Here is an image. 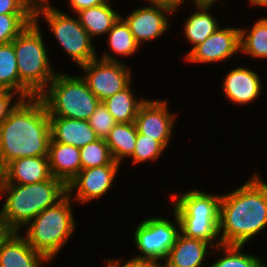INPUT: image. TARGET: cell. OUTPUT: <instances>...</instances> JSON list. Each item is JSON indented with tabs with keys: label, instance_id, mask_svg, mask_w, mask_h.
Wrapping results in <instances>:
<instances>
[{
	"label": "cell",
	"instance_id": "15",
	"mask_svg": "<svg viewBox=\"0 0 267 267\" xmlns=\"http://www.w3.org/2000/svg\"><path fill=\"white\" fill-rule=\"evenodd\" d=\"M19 234L20 231H8L0 240V267H41L40 263L50 262Z\"/></svg>",
	"mask_w": 267,
	"mask_h": 267
},
{
	"label": "cell",
	"instance_id": "23",
	"mask_svg": "<svg viewBox=\"0 0 267 267\" xmlns=\"http://www.w3.org/2000/svg\"><path fill=\"white\" fill-rule=\"evenodd\" d=\"M0 89L14 91L22 99L35 97L19 79L17 59L12 43L0 45Z\"/></svg>",
	"mask_w": 267,
	"mask_h": 267
},
{
	"label": "cell",
	"instance_id": "18",
	"mask_svg": "<svg viewBox=\"0 0 267 267\" xmlns=\"http://www.w3.org/2000/svg\"><path fill=\"white\" fill-rule=\"evenodd\" d=\"M212 249V252L208 248ZM215 247L207 241L189 238L181 233L170 249L163 267H201L204 265L205 256L211 253Z\"/></svg>",
	"mask_w": 267,
	"mask_h": 267
},
{
	"label": "cell",
	"instance_id": "36",
	"mask_svg": "<svg viewBox=\"0 0 267 267\" xmlns=\"http://www.w3.org/2000/svg\"><path fill=\"white\" fill-rule=\"evenodd\" d=\"M108 1L109 0H68V2L70 3L69 6L72 8V11L75 14L83 9L104 4Z\"/></svg>",
	"mask_w": 267,
	"mask_h": 267
},
{
	"label": "cell",
	"instance_id": "16",
	"mask_svg": "<svg viewBox=\"0 0 267 267\" xmlns=\"http://www.w3.org/2000/svg\"><path fill=\"white\" fill-rule=\"evenodd\" d=\"M260 77L255 71L244 67H236L224 77L223 95L235 104H249L260 98L262 91Z\"/></svg>",
	"mask_w": 267,
	"mask_h": 267
},
{
	"label": "cell",
	"instance_id": "22",
	"mask_svg": "<svg viewBox=\"0 0 267 267\" xmlns=\"http://www.w3.org/2000/svg\"><path fill=\"white\" fill-rule=\"evenodd\" d=\"M76 15L81 26L92 39L107 34L121 17V14L111 7L110 0L104 4L83 9Z\"/></svg>",
	"mask_w": 267,
	"mask_h": 267
},
{
	"label": "cell",
	"instance_id": "9",
	"mask_svg": "<svg viewBox=\"0 0 267 267\" xmlns=\"http://www.w3.org/2000/svg\"><path fill=\"white\" fill-rule=\"evenodd\" d=\"M80 68L85 74L82 78L101 102L132 82L130 68L107 51L101 59L97 57Z\"/></svg>",
	"mask_w": 267,
	"mask_h": 267
},
{
	"label": "cell",
	"instance_id": "7",
	"mask_svg": "<svg viewBox=\"0 0 267 267\" xmlns=\"http://www.w3.org/2000/svg\"><path fill=\"white\" fill-rule=\"evenodd\" d=\"M11 43L20 81L38 96L58 73L50 65L39 21L33 20Z\"/></svg>",
	"mask_w": 267,
	"mask_h": 267
},
{
	"label": "cell",
	"instance_id": "30",
	"mask_svg": "<svg viewBox=\"0 0 267 267\" xmlns=\"http://www.w3.org/2000/svg\"><path fill=\"white\" fill-rule=\"evenodd\" d=\"M34 20V14H0V45L8 44Z\"/></svg>",
	"mask_w": 267,
	"mask_h": 267
},
{
	"label": "cell",
	"instance_id": "13",
	"mask_svg": "<svg viewBox=\"0 0 267 267\" xmlns=\"http://www.w3.org/2000/svg\"><path fill=\"white\" fill-rule=\"evenodd\" d=\"M120 163L113 161L110 165L81 169L77 176L67 185L68 194L76 190L75 200L84 204L98 199L113 186Z\"/></svg>",
	"mask_w": 267,
	"mask_h": 267
},
{
	"label": "cell",
	"instance_id": "38",
	"mask_svg": "<svg viewBox=\"0 0 267 267\" xmlns=\"http://www.w3.org/2000/svg\"><path fill=\"white\" fill-rule=\"evenodd\" d=\"M249 3L251 6H256V7L267 6V0H249Z\"/></svg>",
	"mask_w": 267,
	"mask_h": 267
},
{
	"label": "cell",
	"instance_id": "28",
	"mask_svg": "<svg viewBox=\"0 0 267 267\" xmlns=\"http://www.w3.org/2000/svg\"><path fill=\"white\" fill-rule=\"evenodd\" d=\"M108 45L118 56H132L140 48L131 33L129 25L120 17L108 32Z\"/></svg>",
	"mask_w": 267,
	"mask_h": 267
},
{
	"label": "cell",
	"instance_id": "39",
	"mask_svg": "<svg viewBox=\"0 0 267 267\" xmlns=\"http://www.w3.org/2000/svg\"><path fill=\"white\" fill-rule=\"evenodd\" d=\"M8 232L5 225L0 221V240L5 236V234Z\"/></svg>",
	"mask_w": 267,
	"mask_h": 267
},
{
	"label": "cell",
	"instance_id": "20",
	"mask_svg": "<svg viewBox=\"0 0 267 267\" xmlns=\"http://www.w3.org/2000/svg\"><path fill=\"white\" fill-rule=\"evenodd\" d=\"M48 160L51 175L68 185L81 171L80 149L50 141Z\"/></svg>",
	"mask_w": 267,
	"mask_h": 267
},
{
	"label": "cell",
	"instance_id": "34",
	"mask_svg": "<svg viewBox=\"0 0 267 267\" xmlns=\"http://www.w3.org/2000/svg\"><path fill=\"white\" fill-rule=\"evenodd\" d=\"M14 96H18V99H15L16 102L12 104ZM21 100L22 98L16 92L0 89V126Z\"/></svg>",
	"mask_w": 267,
	"mask_h": 267
},
{
	"label": "cell",
	"instance_id": "11",
	"mask_svg": "<svg viewBox=\"0 0 267 267\" xmlns=\"http://www.w3.org/2000/svg\"><path fill=\"white\" fill-rule=\"evenodd\" d=\"M149 4L147 7L134 9L126 18L121 16L129 25L139 46L141 43L150 42L162 36L171 26L168 15L173 14L174 8L164 3L150 2Z\"/></svg>",
	"mask_w": 267,
	"mask_h": 267
},
{
	"label": "cell",
	"instance_id": "2",
	"mask_svg": "<svg viewBox=\"0 0 267 267\" xmlns=\"http://www.w3.org/2000/svg\"><path fill=\"white\" fill-rule=\"evenodd\" d=\"M255 173L239 188L221 195V245L244 246L267 227V183Z\"/></svg>",
	"mask_w": 267,
	"mask_h": 267
},
{
	"label": "cell",
	"instance_id": "25",
	"mask_svg": "<svg viewBox=\"0 0 267 267\" xmlns=\"http://www.w3.org/2000/svg\"><path fill=\"white\" fill-rule=\"evenodd\" d=\"M130 86L102 101L117 123L134 122L139 107L146 101L136 99Z\"/></svg>",
	"mask_w": 267,
	"mask_h": 267
},
{
	"label": "cell",
	"instance_id": "6",
	"mask_svg": "<svg viewBox=\"0 0 267 267\" xmlns=\"http://www.w3.org/2000/svg\"><path fill=\"white\" fill-rule=\"evenodd\" d=\"M38 97L49 116L89 120L101 102L81 76L57 73Z\"/></svg>",
	"mask_w": 267,
	"mask_h": 267
},
{
	"label": "cell",
	"instance_id": "27",
	"mask_svg": "<svg viewBox=\"0 0 267 267\" xmlns=\"http://www.w3.org/2000/svg\"><path fill=\"white\" fill-rule=\"evenodd\" d=\"M215 248V251L225 256L209 267H266L260 257L242 252V245H220Z\"/></svg>",
	"mask_w": 267,
	"mask_h": 267
},
{
	"label": "cell",
	"instance_id": "32",
	"mask_svg": "<svg viewBox=\"0 0 267 267\" xmlns=\"http://www.w3.org/2000/svg\"><path fill=\"white\" fill-rule=\"evenodd\" d=\"M88 122L100 139H106L109 136L110 130L117 123L103 102L99 103Z\"/></svg>",
	"mask_w": 267,
	"mask_h": 267
},
{
	"label": "cell",
	"instance_id": "3",
	"mask_svg": "<svg viewBox=\"0 0 267 267\" xmlns=\"http://www.w3.org/2000/svg\"><path fill=\"white\" fill-rule=\"evenodd\" d=\"M6 195L0 221L8 231H19L48 207L67 194V185L55 178L32 184H0V197Z\"/></svg>",
	"mask_w": 267,
	"mask_h": 267
},
{
	"label": "cell",
	"instance_id": "8",
	"mask_svg": "<svg viewBox=\"0 0 267 267\" xmlns=\"http://www.w3.org/2000/svg\"><path fill=\"white\" fill-rule=\"evenodd\" d=\"M43 16L51 32L69 57L80 66L98 57L92 38L81 26L78 17H72L50 5L49 0H36L34 21Z\"/></svg>",
	"mask_w": 267,
	"mask_h": 267
},
{
	"label": "cell",
	"instance_id": "5",
	"mask_svg": "<svg viewBox=\"0 0 267 267\" xmlns=\"http://www.w3.org/2000/svg\"><path fill=\"white\" fill-rule=\"evenodd\" d=\"M72 197L67 194L54 206L48 207L26 225L25 238L36 251L51 261L66 245L75 230Z\"/></svg>",
	"mask_w": 267,
	"mask_h": 267
},
{
	"label": "cell",
	"instance_id": "29",
	"mask_svg": "<svg viewBox=\"0 0 267 267\" xmlns=\"http://www.w3.org/2000/svg\"><path fill=\"white\" fill-rule=\"evenodd\" d=\"M81 167H101L110 165L114 160L105 139H97L80 149Z\"/></svg>",
	"mask_w": 267,
	"mask_h": 267
},
{
	"label": "cell",
	"instance_id": "14",
	"mask_svg": "<svg viewBox=\"0 0 267 267\" xmlns=\"http://www.w3.org/2000/svg\"><path fill=\"white\" fill-rule=\"evenodd\" d=\"M239 51L240 28L220 27L185 56V60L198 64L222 62Z\"/></svg>",
	"mask_w": 267,
	"mask_h": 267
},
{
	"label": "cell",
	"instance_id": "21",
	"mask_svg": "<svg viewBox=\"0 0 267 267\" xmlns=\"http://www.w3.org/2000/svg\"><path fill=\"white\" fill-rule=\"evenodd\" d=\"M213 3L216 2L197 1L194 3L197 10L187 18L184 24V35L193 46L186 56L221 27L213 14L208 11L214 5Z\"/></svg>",
	"mask_w": 267,
	"mask_h": 267
},
{
	"label": "cell",
	"instance_id": "35",
	"mask_svg": "<svg viewBox=\"0 0 267 267\" xmlns=\"http://www.w3.org/2000/svg\"><path fill=\"white\" fill-rule=\"evenodd\" d=\"M106 267H163V264L159 263V261L151 260V259H137L131 258L124 264H122V260L119 259H109L106 260Z\"/></svg>",
	"mask_w": 267,
	"mask_h": 267
},
{
	"label": "cell",
	"instance_id": "41",
	"mask_svg": "<svg viewBox=\"0 0 267 267\" xmlns=\"http://www.w3.org/2000/svg\"><path fill=\"white\" fill-rule=\"evenodd\" d=\"M1 181H2V168L0 166V184H1Z\"/></svg>",
	"mask_w": 267,
	"mask_h": 267
},
{
	"label": "cell",
	"instance_id": "17",
	"mask_svg": "<svg viewBox=\"0 0 267 267\" xmlns=\"http://www.w3.org/2000/svg\"><path fill=\"white\" fill-rule=\"evenodd\" d=\"M51 177L48 156L23 157L13 160L2 169L1 184H32Z\"/></svg>",
	"mask_w": 267,
	"mask_h": 267
},
{
	"label": "cell",
	"instance_id": "37",
	"mask_svg": "<svg viewBox=\"0 0 267 267\" xmlns=\"http://www.w3.org/2000/svg\"><path fill=\"white\" fill-rule=\"evenodd\" d=\"M186 0H147L148 2H156V3H164L172 6L174 8V12H177V9L182 5ZM194 3L196 0H192Z\"/></svg>",
	"mask_w": 267,
	"mask_h": 267
},
{
	"label": "cell",
	"instance_id": "1",
	"mask_svg": "<svg viewBox=\"0 0 267 267\" xmlns=\"http://www.w3.org/2000/svg\"><path fill=\"white\" fill-rule=\"evenodd\" d=\"M50 120L38 97L22 99L0 126V166L23 157L48 156Z\"/></svg>",
	"mask_w": 267,
	"mask_h": 267
},
{
	"label": "cell",
	"instance_id": "12",
	"mask_svg": "<svg viewBox=\"0 0 267 267\" xmlns=\"http://www.w3.org/2000/svg\"><path fill=\"white\" fill-rule=\"evenodd\" d=\"M167 105V100L146 99L134 121L139 134L157 140L165 149L172 138L176 118Z\"/></svg>",
	"mask_w": 267,
	"mask_h": 267
},
{
	"label": "cell",
	"instance_id": "24",
	"mask_svg": "<svg viewBox=\"0 0 267 267\" xmlns=\"http://www.w3.org/2000/svg\"><path fill=\"white\" fill-rule=\"evenodd\" d=\"M137 136L138 131L134 122L115 124L105 139L115 162L121 164L122 159L133 155Z\"/></svg>",
	"mask_w": 267,
	"mask_h": 267
},
{
	"label": "cell",
	"instance_id": "10",
	"mask_svg": "<svg viewBox=\"0 0 267 267\" xmlns=\"http://www.w3.org/2000/svg\"><path fill=\"white\" fill-rule=\"evenodd\" d=\"M173 213L175 224L163 217L148 218L138 224L133 240L142 255L134 258L156 261L166 259L180 233L179 220Z\"/></svg>",
	"mask_w": 267,
	"mask_h": 267
},
{
	"label": "cell",
	"instance_id": "33",
	"mask_svg": "<svg viewBox=\"0 0 267 267\" xmlns=\"http://www.w3.org/2000/svg\"><path fill=\"white\" fill-rule=\"evenodd\" d=\"M36 0H0V14H34Z\"/></svg>",
	"mask_w": 267,
	"mask_h": 267
},
{
	"label": "cell",
	"instance_id": "31",
	"mask_svg": "<svg viewBox=\"0 0 267 267\" xmlns=\"http://www.w3.org/2000/svg\"><path fill=\"white\" fill-rule=\"evenodd\" d=\"M164 150L165 148L157 140L138 133L135 150L130 158L133 159L134 165L149 160L155 162Z\"/></svg>",
	"mask_w": 267,
	"mask_h": 267
},
{
	"label": "cell",
	"instance_id": "19",
	"mask_svg": "<svg viewBox=\"0 0 267 267\" xmlns=\"http://www.w3.org/2000/svg\"><path fill=\"white\" fill-rule=\"evenodd\" d=\"M51 140L73 145L79 149L96 141L98 136L87 120L49 116Z\"/></svg>",
	"mask_w": 267,
	"mask_h": 267
},
{
	"label": "cell",
	"instance_id": "26",
	"mask_svg": "<svg viewBox=\"0 0 267 267\" xmlns=\"http://www.w3.org/2000/svg\"><path fill=\"white\" fill-rule=\"evenodd\" d=\"M240 52L253 59L267 58V18L257 20L248 31L240 28Z\"/></svg>",
	"mask_w": 267,
	"mask_h": 267
},
{
	"label": "cell",
	"instance_id": "40",
	"mask_svg": "<svg viewBox=\"0 0 267 267\" xmlns=\"http://www.w3.org/2000/svg\"><path fill=\"white\" fill-rule=\"evenodd\" d=\"M196 1L217 2L218 0H196Z\"/></svg>",
	"mask_w": 267,
	"mask_h": 267
},
{
	"label": "cell",
	"instance_id": "4",
	"mask_svg": "<svg viewBox=\"0 0 267 267\" xmlns=\"http://www.w3.org/2000/svg\"><path fill=\"white\" fill-rule=\"evenodd\" d=\"M171 199L182 235L207 241L214 247L221 245L217 239L221 195L191 190L181 194H171Z\"/></svg>",
	"mask_w": 267,
	"mask_h": 267
}]
</instances>
